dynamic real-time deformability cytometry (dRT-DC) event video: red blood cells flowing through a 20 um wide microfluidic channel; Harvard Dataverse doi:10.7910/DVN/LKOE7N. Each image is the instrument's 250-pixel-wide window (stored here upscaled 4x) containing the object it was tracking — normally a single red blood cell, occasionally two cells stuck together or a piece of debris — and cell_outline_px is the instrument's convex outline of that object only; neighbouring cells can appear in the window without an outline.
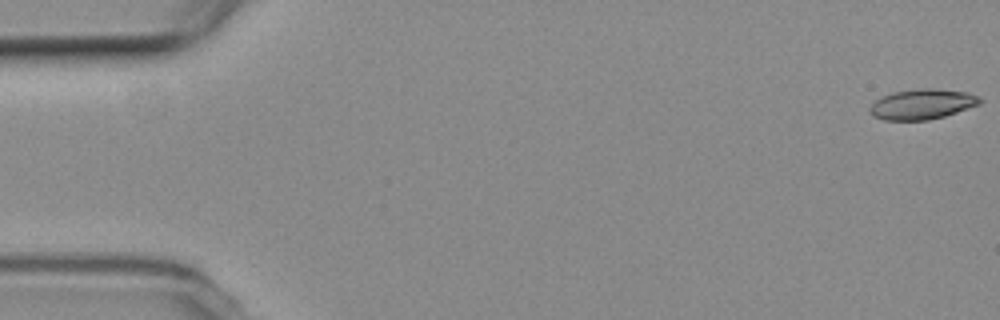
{"species": "common noctule bat (a hibernating species)", "species_latin": "Nyctalus noctula", "temperature_condition": "room temperature", "stored_images_in_passage": 6, "segment_of_instrument_passage": [2, 2], "camera_frame_rate_fps": 3000, "um_per_image_px": 0.085, "animal": {"sex": "female", "body_mass_g": 19.3, "forearm_length_mm": 54.1}, "frame": {"image": 1, "passage_image": 6, "time_ms": 5.667, "image_size_px": [1000, 320], "cell_outline_px": [[984, 100], [980, 104], [944, 116], [928, 120], [884, 120], [872, 116], [868, 108], [876, 100], [892, 92], [920, 88], [932, 88], [968, 92], [980, 96]], "centroid_in_image_um": [78.4, 8.85], "position_along_channel_um": 6.6, "area_um2": 19.48}}